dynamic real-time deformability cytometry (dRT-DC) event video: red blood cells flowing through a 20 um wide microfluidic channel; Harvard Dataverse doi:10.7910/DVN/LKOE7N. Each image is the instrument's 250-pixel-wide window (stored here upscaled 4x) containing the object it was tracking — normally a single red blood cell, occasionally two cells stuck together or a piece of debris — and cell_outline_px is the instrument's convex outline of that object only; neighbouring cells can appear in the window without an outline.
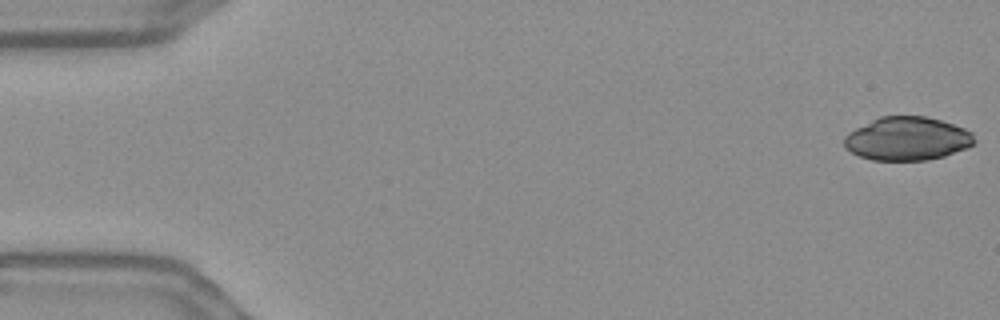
{"species": "Egyptian fruit bat (a non-hibernating species)", "species_latin": "Rousettus aegyptiacus", "temperature_condition": "warm", "stored_images_in_passage": 16, "camera_frame_rate_fps": 3000, "um_per_image_px": 0.085, "frame": {"image": 1, "passage_image": 1, "time_ms": 0.0, "image_size_px": [1000, 320], "cell_outline_px": [[976, 144], [968, 148], [944, 156], [928, 160], [872, 160], [860, 156], [844, 148], [844, 136], [848, 132], [880, 116], [924, 116], [940, 120], [964, 128], [972, 132], [976, 140]], "centroid_in_image_um": [77.14, 11.79], "position_along_channel_um": 7.9, "area_um2": 33.06}}